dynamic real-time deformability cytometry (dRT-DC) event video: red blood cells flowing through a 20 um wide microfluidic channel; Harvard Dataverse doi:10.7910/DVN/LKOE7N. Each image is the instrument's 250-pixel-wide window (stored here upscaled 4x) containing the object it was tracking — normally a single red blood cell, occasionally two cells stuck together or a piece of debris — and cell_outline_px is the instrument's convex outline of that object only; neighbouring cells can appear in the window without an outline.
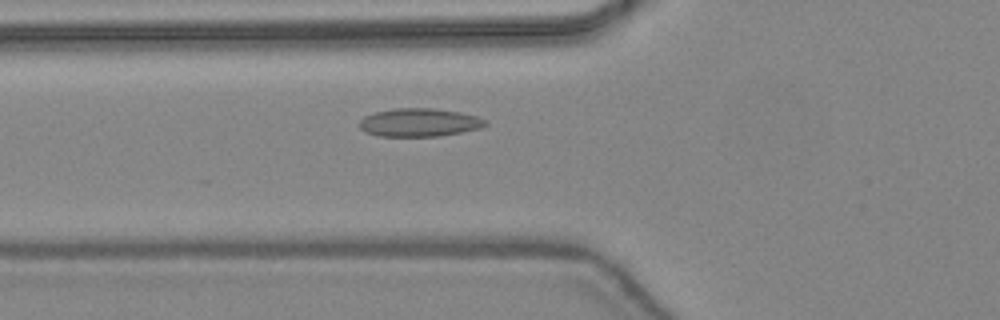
{"species": "common noctule bat (a hibernating species)", "species_latin": "Nyctalus noctula", "temperature_condition": "warm", "stored_images_in_passage": 43, "camera_frame_rate_fps": 3000, "um_per_image_px": 0.085, "animal": {"sex": "female", "body_mass_g": 24.6, "forearm_length_mm": 56.2}, "frame": {"image": 1, "passage_image": 14, "time_ms": 4.333, "image_size_px": [1000, 320], "cell_outline_px": [[488, 124], [480, 128], [440, 136], [376, 136], [364, 132], [360, 128], [360, 120], [364, 116], [372, 112], [392, 108], [432, 108], [460, 112], [476, 116], [488, 120]], "centroid_in_image_um": [35.61, 10.4], "position_along_channel_um": 90.2, "area_um2": 20.92}}
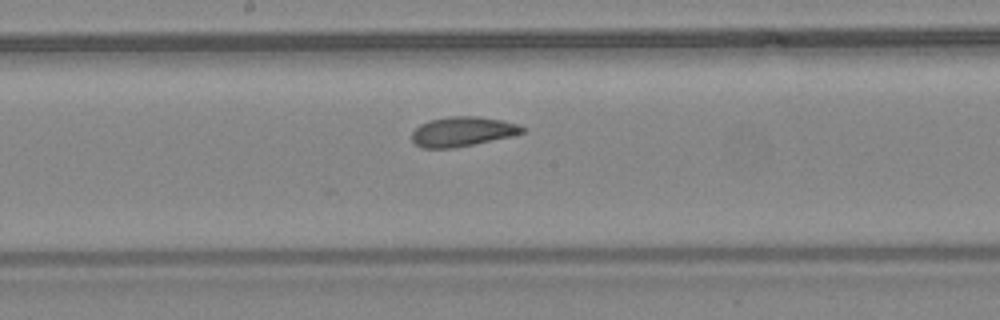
{"frame": {"image": 2, "passage_image": 22, "time_ms": 7.0, "image_size_px": [1000, 320], "cell_outline_px": [[524, 132], [512, 136], [452, 148], [420, 148], [412, 140], [412, 132], [420, 124], [428, 120], [448, 116], [480, 116], [504, 120], [516, 124], [524, 128]], "centroid_in_image_um": [39.28, 11.17], "position_along_channel_um": 208.9, "area_um2": 19.07}}
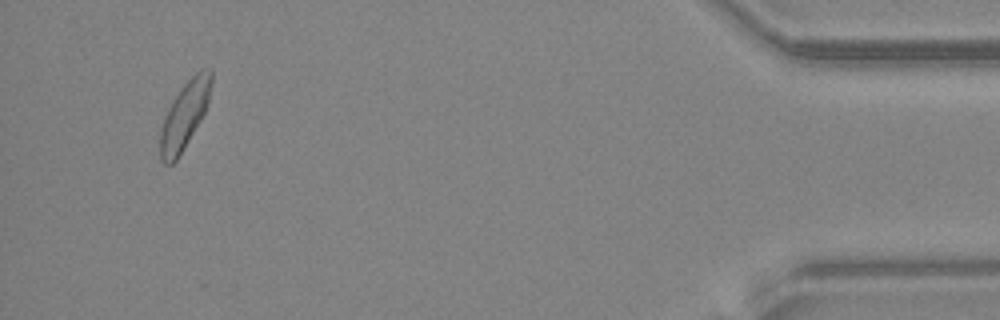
{"frame": {"image": 3, "passage_image": 41, "time_ms": 13.333, "image_size_px": [1000, 320], "cell_outline_px": [[212, 84], [208, 104], [200, 120], [176, 160], [172, 164], [164, 164], [160, 160], [160, 132], [164, 116], [172, 100], [184, 84], [200, 68], [212, 68]], "centroid_in_image_um": [15.69, 9.75], "position_along_channel_um": 419.5, "area_um2": 19.83}, "authors_computed_cell_mechanics": {"area_um2": 19.5942, "velocity_mm_per_s": 4.4177, "shape_relaxation_time_tau1_ms": 4.8134, "shape_relaxation_time_tau2_ms": 2.0347, "deformation_change_tau1": 0.1385, "deformation_change_tau2": 0.0547}}